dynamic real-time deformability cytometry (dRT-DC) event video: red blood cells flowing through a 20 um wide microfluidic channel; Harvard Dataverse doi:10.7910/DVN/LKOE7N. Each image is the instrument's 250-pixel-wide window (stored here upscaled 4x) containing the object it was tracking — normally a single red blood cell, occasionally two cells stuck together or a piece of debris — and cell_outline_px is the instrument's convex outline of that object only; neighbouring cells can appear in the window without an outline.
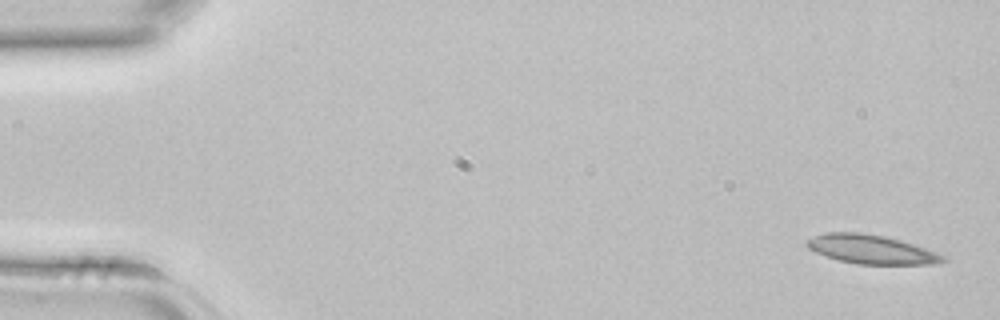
{"species": "common noctule bat (a hibernating species)", "species_latin": "Nyctalus noctula", "temperature_condition": "room temperature", "stored_images_in_passage": 4, "segment_of_instrument_passage": [2, 2], "camera_frame_rate_fps": 3000, "um_per_image_px": 0.085, "animal": {"sex": "female", "body_mass_g": 22.7, "forearm_length_mm": 54.2}, "frame": {"image": 1, "passage_image": 4, "time_ms": 1.0, "image_size_px": [1000, 320], "cell_outline_px": [[948, 260], [940, 264], [856, 264], [840, 260], [816, 252], [808, 248], [804, 244], [804, 240], [812, 236], [824, 232], [860, 232], [884, 236], [900, 240], [936, 252], [944, 256]], "centroid_in_image_um": [74.03, 21.19], "position_along_channel_um": 11.0, "area_um2": 23.0}}